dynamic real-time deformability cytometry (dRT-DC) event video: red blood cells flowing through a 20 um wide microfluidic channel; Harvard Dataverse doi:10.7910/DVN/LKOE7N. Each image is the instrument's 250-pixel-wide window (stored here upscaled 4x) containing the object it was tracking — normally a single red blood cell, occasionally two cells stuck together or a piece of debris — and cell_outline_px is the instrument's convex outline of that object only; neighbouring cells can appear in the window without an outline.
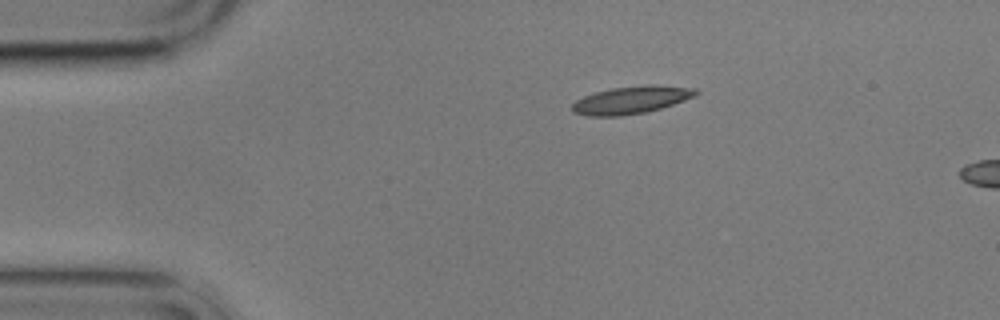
{"species": "common noctule bat (a hibernating species)", "species_latin": "Nyctalus noctula", "temperature_condition": "cold", "stored_images_in_passage": 3, "camera_frame_rate_fps": 3000, "um_per_image_px": 0.085, "animal": {"sex": "male", "body_mass_g": 17.9}, "frame": {"image": 1, "passage_image": 1, "time_ms": 0.0, "image_size_px": [1000, 320], "cell_outline_px": [[700, 92], [696, 96], [660, 108], [644, 112], [620, 116], [588, 116], [572, 112], [572, 104], [576, 100], [584, 96], [596, 92], [612, 88], [644, 84], [652, 84], [696, 88]], "centroid_in_image_um": [53.66, 8.48], "position_along_channel_um": 31.3, "area_um2": 19.88}}